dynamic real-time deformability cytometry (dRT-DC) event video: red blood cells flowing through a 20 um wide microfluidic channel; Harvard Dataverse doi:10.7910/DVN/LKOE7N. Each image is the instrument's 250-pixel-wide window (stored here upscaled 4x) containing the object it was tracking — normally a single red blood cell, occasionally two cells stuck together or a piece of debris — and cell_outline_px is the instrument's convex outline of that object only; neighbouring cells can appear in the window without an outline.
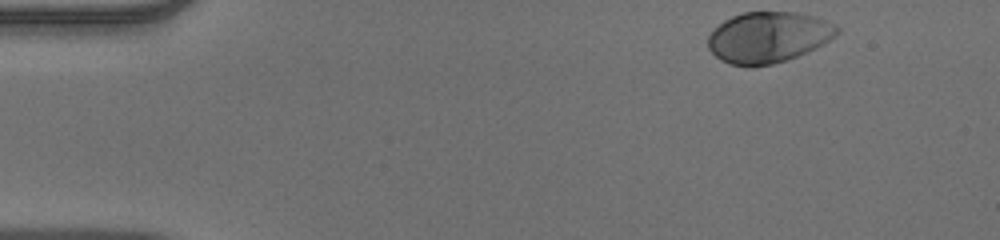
{"species": "human", "species_latin": "Homo sapiens", "temperature_condition": "warm", "stored_images_in_passage": 48, "camera_frame_rate_fps": 3000, "um_per_image_px": 0.085, "donor": {"sex": "male"}, "frame": {"image": 1, "passage_image": 1, "time_ms": 0.0, "image_size_px": [1000, 240], "cell_outline_px": [[840, 32], [816, 48], [796, 56], [772, 64], [752, 68], [728, 64], [720, 60], [708, 48], [708, 36], [724, 20], [732, 16], [744, 12], [796, 12], [816, 16], [840, 28]], "centroid_in_image_um": [65.28, 3.18], "position_along_channel_um": 19.7, "area_um2": 38.26}}
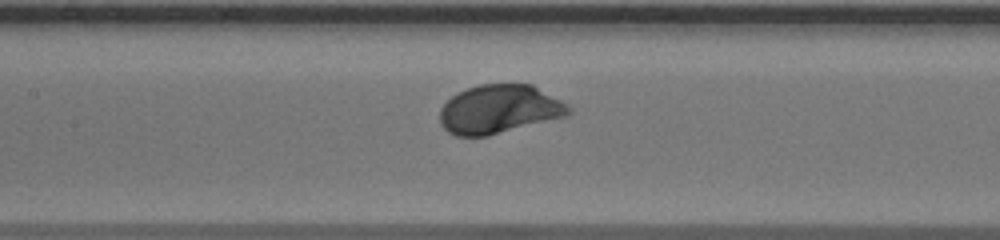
{"frame": {"image": 2, "passage_image": 20, "time_ms": 6.333, "image_size_px": [1000, 240], "cell_outline_px": [[572, 112], [568, 116], [488, 136], [456, 136], [448, 132], [440, 124], [440, 108], [456, 92], [480, 84], [532, 84], [568, 104], [572, 108]], "centroid_in_image_um": [42.45, 9.29], "position_along_channel_um": 164.9, "area_um2": 36.82}}
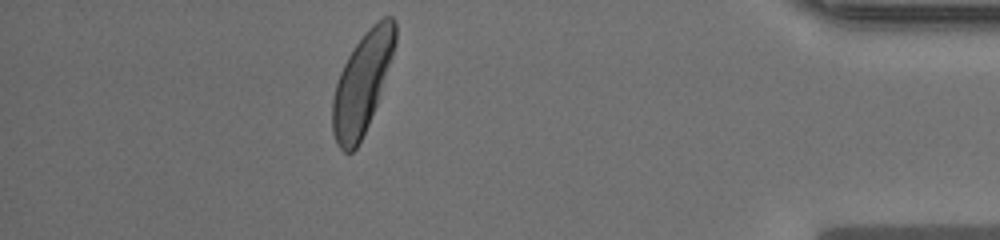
{"frame": {"image": 3, "passage_image": 42, "time_ms": 13.667, "image_size_px": [1000, 240], "cell_outline_px": [[396, 44], [376, 104], [368, 124], [356, 148], [352, 152], [344, 152], [336, 144], [332, 132], [332, 100], [336, 84], [340, 72], [352, 48], [364, 32], [372, 24], [384, 16], [392, 16], [396, 20]], "centroid_in_image_um": [30.77, 7.03], "position_along_channel_um": 404.4, "area_um2": 36.36}, "authors_computed_cell_mechanics": {"area_um2": 36.5874, "velocity_mm_per_s": 3.8699, "shape_relaxation_time_tau1_ms": 1.7583, "shape_relaxation_time_tau2_ms": null, "deformation_change_tau1": 0.1542, "deformation_change_tau2": null}}